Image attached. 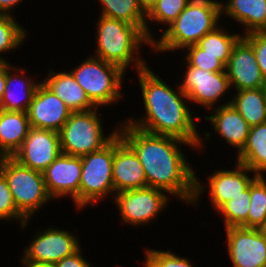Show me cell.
<instances>
[{
  "label": "cell",
  "instance_id": "24",
  "mask_svg": "<svg viewBox=\"0 0 266 267\" xmlns=\"http://www.w3.org/2000/svg\"><path fill=\"white\" fill-rule=\"evenodd\" d=\"M236 162L248 167L257 176L266 172V122L252 126L245 146L236 156Z\"/></svg>",
  "mask_w": 266,
  "mask_h": 267
},
{
  "label": "cell",
  "instance_id": "19",
  "mask_svg": "<svg viewBox=\"0 0 266 267\" xmlns=\"http://www.w3.org/2000/svg\"><path fill=\"white\" fill-rule=\"evenodd\" d=\"M230 102L213 107V115L204 118L210 120L215 132L221 135L226 143L237 148L238 154L246 144L251 126Z\"/></svg>",
  "mask_w": 266,
  "mask_h": 267
},
{
  "label": "cell",
  "instance_id": "37",
  "mask_svg": "<svg viewBox=\"0 0 266 267\" xmlns=\"http://www.w3.org/2000/svg\"><path fill=\"white\" fill-rule=\"evenodd\" d=\"M21 1L22 0H0V15H11L10 12L12 9Z\"/></svg>",
  "mask_w": 266,
  "mask_h": 267
},
{
  "label": "cell",
  "instance_id": "14",
  "mask_svg": "<svg viewBox=\"0 0 266 267\" xmlns=\"http://www.w3.org/2000/svg\"><path fill=\"white\" fill-rule=\"evenodd\" d=\"M24 248L22 260L55 264L66 256L75 253L79 241L74 234L58 228H46Z\"/></svg>",
  "mask_w": 266,
  "mask_h": 267
},
{
  "label": "cell",
  "instance_id": "36",
  "mask_svg": "<svg viewBox=\"0 0 266 267\" xmlns=\"http://www.w3.org/2000/svg\"><path fill=\"white\" fill-rule=\"evenodd\" d=\"M81 247L73 254L55 263L56 267H91V264L81 255Z\"/></svg>",
  "mask_w": 266,
  "mask_h": 267
},
{
  "label": "cell",
  "instance_id": "23",
  "mask_svg": "<svg viewBox=\"0 0 266 267\" xmlns=\"http://www.w3.org/2000/svg\"><path fill=\"white\" fill-rule=\"evenodd\" d=\"M221 2V13L244 25V33L262 31L266 27V0H227Z\"/></svg>",
  "mask_w": 266,
  "mask_h": 267
},
{
  "label": "cell",
  "instance_id": "22",
  "mask_svg": "<svg viewBox=\"0 0 266 267\" xmlns=\"http://www.w3.org/2000/svg\"><path fill=\"white\" fill-rule=\"evenodd\" d=\"M30 130L27 112L0 110V158L12 157Z\"/></svg>",
  "mask_w": 266,
  "mask_h": 267
},
{
  "label": "cell",
  "instance_id": "3",
  "mask_svg": "<svg viewBox=\"0 0 266 267\" xmlns=\"http://www.w3.org/2000/svg\"><path fill=\"white\" fill-rule=\"evenodd\" d=\"M221 14L219 0H191L176 20L164 30L161 38L152 42L154 53L171 52L196 44L218 26Z\"/></svg>",
  "mask_w": 266,
  "mask_h": 267
},
{
  "label": "cell",
  "instance_id": "33",
  "mask_svg": "<svg viewBox=\"0 0 266 267\" xmlns=\"http://www.w3.org/2000/svg\"><path fill=\"white\" fill-rule=\"evenodd\" d=\"M15 219L20 221L22 228L28 226V221L16 208L14 200L9 190L8 182L4 174L0 171V220Z\"/></svg>",
  "mask_w": 266,
  "mask_h": 267
},
{
  "label": "cell",
  "instance_id": "7",
  "mask_svg": "<svg viewBox=\"0 0 266 267\" xmlns=\"http://www.w3.org/2000/svg\"><path fill=\"white\" fill-rule=\"evenodd\" d=\"M96 109L71 113L59 132L63 154L82 157L100 150L118 133V128H115L108 137L104 135Z\"/></svg>",
  "mask_w": 266,
  "mask_h": 267
},
{
  "label": "cell",
  "instance_id": "18",
  "mask_svg": "<svg viewBox=\"0 0 266 267\" xmlns=\"http://www.w3.org/2000/svg\"><path fill=\"white\" fill-rule=\"evenodd\" d=\"M235 170H217L208 177L212 207L218 211L226 202L241 195L257 177L248 167L236 162ZM253 173V177L247 174Z\"/></svg>",
  "mask_w": 266,
  "mask_h": 267
},
{
  "label": "cell",
  "instance_id": "5",
  "mask_svg": "<svg viewBox=\"0 0 266 267\" xmlns=\"http://www.w3.org/2000/svg\"><path fill=\"white\" fill-rule=\"evenodd\" d=\"M0 171L8 182L17 210L27 220L52 199L47 192L43 172L21 165L13 157L0 158Z\"/></svg>",
  "mask_w": 266,
  "mask_h": 267
},
{
  "label": "cell",
  "instance_id": "25",
  "mask_svg": "<svg viewBox=\"0 0 266 267\" xmlns=\"http://www.w3.org/2000/svg\"><path fill=\"white\" fill-rule=\"evenodd\" d=\"M103 8L101 15L126 21L138 27L152 43L155 39L146 22V13L141 8L138 0H98Z\"/></svg>",
  "mask_w": 266,
  "mask_h": 267
},
{
  "label": "cell",
  "instance_id": "27",
  "mask_svg": "<svg viewBox=\"0 0 266 267\" xmlns=\"http://www.w3.org/2000/svg\"><path fill=\"white\" fill-rule=\"evenodd\" d=\"M226 30L217 26L212 32L204 35L196 45L205 51V54L219 56V60L226 66L234 45L242 37L241 34H227Z\"/></svg>",
  "mask_w": 266,
  "mask_h": 267
},
{
  "label": "cell",
  "instance_id": "31",
  "mask_svg": "<svg viewBox=\"0 0 266 267\" xmlns=\"http://www.w3.org/2000/svg\"><path fill=\"white\" fill-rule=\"evenodd\" d=\"M191 0H158L146 14V21L152 20L159 24H172Z\"/></svg>",
  "mask_w": 266,
  "mask_h": 267
},
{
  "label": "cell",
  "instance_id": "8",
  "mask_svg": "<svg viewBox=\"0 0 266 267\" xmlns=\"http://www.w3.org/2000/svg\"><path fill=\"white\" fill-rule=\"evenodd\" d=\"M114 138L100 150L81 157L82 172L79 186V209L102 201L108 194H115L112 167ZM111 192V193H110Z\"/></svg>",
  "mask_w": 266,
  "mask_h": 267
},
{
  "label": "cell",
  "instance_id": "11",
  "mask_svg": "<svg viewBox=\"0 0 266 267\" xmlns=\"http://www.w3.org/2000/svg\"><path fill=\"white\" fill-rule=\"evenodd\" d=\"M61 153L58 132L30 127L22 146L12 157L21 165L43 172Z\"/></svg>",
  "mask_w": 266,
  "mask_h": 267
},
{
  "label": "cell",
  "instance_id": "28",
  "mask_svg": "<svg viewBox=\"0 0 266 267\" xmlns=\"http://www.w3.org/2000/svg\"><path fill=\"white\" fill-rule=\"evenodd\" d=\"M250 206V186L226 202L218 211L223 216L224 226L248 228V213Z\"/></svg>",
  "mask_w": 266,
  "mask_h": 267
},
{
  "label": "cell",
  "instance_id": "21",
  "mask_svg": "<svg viewBox=\"0 0 266 267\" xmlns=\"http://www.w3.org/2000/svg\"><path fill=\"white\" fill-rule=\"evenodd\" d=\"M14 67L15 66H11L9 62L6 63V85L4 95L0 103V110L27 112L40 82L33 83L31 78L27 76L25 78L24 75L22 76L23 72L26 70L23 68L16 69ZM14 69L18 74L16 77L11 74Z\"/></svg>",
  "mask_w": 266,
  "mask_h": 267
},
{
  "label": "cell",
  "instance_id": "2",
  "mask_svg": "<svg viewBox=\"0 0 266 267\" xmlns=\"http://www.w3.org/2000/svg\"><path fill=\"white\" fill-rule=\"evenodd\" d=\"M137 75L146 115L125 122L146 132L176 137L201 148L204 140L200 138L193 113L185 103L188 97L180 86L177 91L173 90L148 67L137 71Z\"/></svg>",
  "mask_w": 266,
  "mask_h": 267
},
{
  "label": "cell",
  "instance_id": "12",
  "mask_svg": "<svg viewBox=\"0 0 266 267\" xmlns=\"http://www.w3.org/2000/svg\"><path fill=\"white\" fill-rule=\"evenodd\" d=\"M225 231L233 267H266V237L258 229L228 227Z\"/></svg>",
  "mask_w": 266,
  "mask_h": 267
},
{
  "label": "cell",
  "instance_id": "26",
  "mask_svg": "<svg viewBox=\"0 0 266 267\" xmlns=\"http://www.w3.org/2000/svg\"><path fill=\"white\" fill-rule=\"evenodd\" d=\"M236 92L230 103L246 122L251 127L266 122V102L262 88Z\"/></svg>",
  "mask_w": 266,
  "mask_h": 267
},
{
  "label": "cell",
  "instance_id": "39",
  "mask_svg": "<svg viewBox=\"0 0 266 267\" xmlns=\"http://www.w3.org/2000/svg\"><path fill=\"white\" fill-rule=\"evenodd\" d=\"M24 267H56L53 263H44V262H31V261H25L21 260Z\"/></svg>",
  "mask_w": 266,
  "mask_h": 267
},
{
  "label": "cell",
  "instance_id": "1",
  "mask_svg": "<svg viewBox=\"0 0 266 267\" xmlns=\"http://www.w3.org/2000/svg\"><path fill=\"white\" fill-rule=\"evenodd\" d=\"M123 124L118 133L138 156L147 186L164 190L191 205L198 203L205 186L198 181L180 150L182 144L194 146L176 137L149 133L126 122Z\"/></svg>",
  "mask_w": 266,
  "mask_h": 267
},
{
  "label": "cell",
  "instance_id": "34",
  "mask_svg": "<svg viewBox=\"0 0 266 267\" xmlns=\"http://www.w3.org/2000/svg\"><path fill=\"white\" fill-rule=\"evenodd\" d=\"M145 267H193L191 261L175 255L171 250L146 249Z\"/></svg>",
  "mask_w": 266,
  "mask_h": 267
},
{
  "label": "cell",
  "instance_id": "15",
  "mask_svg": "<svg viewBox=\"0 0 266 267\" xmlns=\"http://www.w3.org/2000/svg\"><path fill=\"white\" fill-rule=\"evenodd\" d=\"M72 111L42 82L27 110L30 127L60 132Z\"/></svg>",
  "mask_w": 266,
  "mask_h": 267
},
{
  "label": "cell",
  "instance_id": "42",
  "mask_svg": "<svg viewBox=\"0 0 266 267\" xmlns=\"http://www.w3.org/2000/svg\"><path fill=\"white\" fill-rule=\"evenodd\" d=\"M262 92H263V96H264V99H265V102H266V81H264V84L262 86Z\"/></svg>",
  "mask_w": 266,
  "mask_h": 267
},
{
  "label": "cell",
  "instance_id": "20",
  "mask_svg": "<svg viewBox=\"0 0 266 267\" xmlns=\"http://www.w3.org/2000/svg\"><path fill=\"white\" fill-rule=\"evenodd\" d=\"M51 71L42 83L65 102L72 112H83L98 108L76 82L70 71L58 73Z\"/></svg>",
  "mask_w": 266,
  "mask_h": 267
},
{
  "label": "cell",
  "instance_id": "9",
  "mask_svg": "<svg viewBox=\"0 0 266 267\" xmlns=\"http://www.w3.org/2000/svg\"><path fill=\"white\" fill-rule=\"evenodd\" d=\"M164 190L146 186L116 193L114 203L119 208L122 222L130 225L148 224L157 218L168 204Z\"/></svg>",
  "mask_w": 266,
  "mask_h": 267
},
{
  "label": "cell",
  "instance_id": "30",
  "mask_svg": "<svg viewBox=\"0 0 266 267\" xmlns=\"http://www.w3.org/2000/svg\"><path fill=\"white\" fill-rule=\"evenodd\" d=\"M27 31L12 15H0V54L16 49L25 40ZM0 63H8L0 55Z\"/></svg>",
  "mask_w": 266,
  "mask_h": 267
},
{
  "label": "cell",
  "instance_id": "35",
  "mask_svg": "<svg viewBox=\"0 0 266 267\" xmlns=\"http://www.w3.org/2000/svg\"><path fill=\"white\" fill-rule=\"evenodd\" d=\"M242 37L252 46L262 77L266 81V33L254 31L246 33Z\"/></svg>",
  "mask_w": 266,
  "mask_h": 267
},
{
  "label": "cell",
  "instance_id": "29",
  "mask_svg": "<svg viewBox=\"0 0 266 267\" xmlns=\"http://www.w3.org/2000/svg\"><path fill=\"white\" fill-rule=\"evenodd\" d=\"M266 217V180L257 176L250 184L248 228L258 229Z\"/></svg>",
  "mask_w": 266,
  "mask_h": 267
},
{
  "label": "cell",
  "instance_id": "32",
  "mask_svg": "<svg viewBox=\"0 0 266 267\" xmlns=\"http://www.w3.org/2000/svg\"><path fill=\"white\" fill-rule=\"evenodd\" d=\"M186 64L189 67L201 68L210 72L226 71V66L219 60V56L205 54V51L196 44L187 46Z\"/></svg>",
  "mask_w": 266,
  "mask_h": 267
},
{
  "label": "cell",
  "instance_id": "13",
  "mask_svg": "<svg viewBox=\"0 0 266 267\" xmlns=\"http://www.w3.org/2000/svg\"><path fill=\"white\" fill-rule=\"evenodd\" d=\"M82 159L61 153L44 171L46 189L52 200L70 196L79 208Z\"/></svg>",
  "mask_w": 266,
  "mask_h": 267
},
{
  "label": "cell",
  "instance_id": "10",
  "mask_svg": "<svg viewBox=\"0 0 266 267\" xmlns=\"http://www.w3.org/2000/svg\"><path fill=\"white\" fill-rule=\"evenodd\" d=\"M180 89L190 102L212 108L220 97L231 88L226 71L210 72L187 65L185 77Z\"/></svg>",
  "mask_w": 266,
  "mask_h": 267
},
{
  "label": "cell",
  "instance_id": "41",
  "mask_svg": "<svg viewBox=\"0 0 266 267\" xmlns=\"http://www.w3.org/2000/svg\"><path fill=\"white\" fill-rule=\"evenodd\" d=\"M258 230L266 237V217L262 224L259 226Z\"/></svg>",
  "mask_w": 266,
  "mask_h": 267
},
{
  "label": "cell",
  "instance_id": "4",
  "mask_svg": "<svg viewBox=\"0 0 266 267\" xmlns=\"http://www.w3.org/2000/svg\"><path fill=\"white\" fill-rule=\"evenodd\" d=\"M96 31L97 52L94 57L118 65L125 72L133 63L135 71L147 67L144 59L134 56L138 54L142 44H147L149 47L152 44L138 27L123 20L101 15Z\"/></svg>",
  "mask_w": 266,
  "mask_h": 267
},
{
  "label": "cell",
  "instance_id": "6",
  "mask_svg": "<svg viewBox=\"0 0 266 267\" xmlns=\"http://www.w3.org/2000/svg\"><path fill=\"white\" fill-rule=\"evenodd\" d=\"M70 72L97 107L123 98L120 89L125 71L118 65L92 56Z\"/></svg>",
  "mask_w": 266,
  "mask_h": 267
},
{
  "label": "cell",
  "instance_id": "17",
  "mask_svg": "<svg viewBox=\"0 0 266 267\" xmlns=\"http://www.w3.org/2000/svg\"><path fill=\"white\" fill-rule=\"evenodd\" d=\"M112 176L115 194L147 186L146 175L138 156L119 133L114 136Z\"/></svg>",
  "mask_w": 266,
  "mask_h": 267
},
{
  "label": "cell",
  "instance_id": "38",
  "mask_svg": "<svg viewBox=\"0 0 266 267\" xmlns=\"http://www.w3.org/2000/svg\"><path fill=\"white\" fill-rule=\"evenodd\" d=\"M6 85V63H0V103L2 101Z\"/></svg>",
  "mask_w": 266,
  "mask_h": 267
},
{
  "label": "cell",
  "instance_id": "40",
  "mask_svg": "<svg viewBox=\"0 0 266 267\" xmlns=\"http://www.w3.org/2000/svg\"><path fill=\"white\" fill-rule=\"evenodd\" d=\"M158 0H138L141 8L147 14Z\"/></svg>",
  "mask_w": 266,
  "mask_h": 267
},
{
  "label": "cell",
  "instance_id": "16",
  "mask_svg": "<svg viewBox=\"0 0 266 267\" xmlns=\"http://www.w3.org/2000/svg\"><path fill=\"white\" fill-rule=\"evenodd\" d=\"M226 73L231 88L234 86L236 91L259 89L264 84L255 52L243 37L233 47Z\"/></svg>",
  "mask_w": 266,
  "mask_h": 267
}]
</instances>
